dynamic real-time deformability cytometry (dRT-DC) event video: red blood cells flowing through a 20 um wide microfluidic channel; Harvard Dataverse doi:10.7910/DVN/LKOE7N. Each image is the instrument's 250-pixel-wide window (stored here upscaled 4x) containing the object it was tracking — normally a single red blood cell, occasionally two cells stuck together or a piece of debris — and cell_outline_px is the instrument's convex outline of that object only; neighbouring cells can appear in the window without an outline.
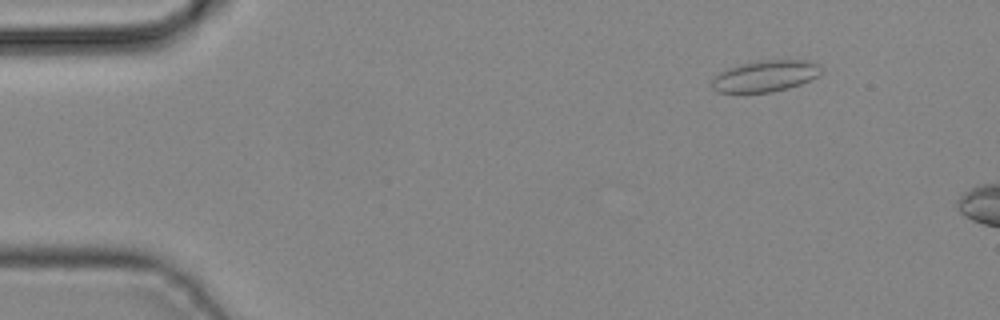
{"species": "common noctule bat (a hibernating species)", "species_latin": "Nyctalus noctula", "temperature_condition": "cold", "stored_images_in_passage": 12, "camera_frame_rate_fps": 3000, "um_per_image_px": 0.085, "animal": {"sex": "male", "body_mass_g": 19.2, "forearm_length_mm": 51.8}, "frame": {"image": 1, "passage_image": 6, "time_ms": 1.667, "image_size_px": [1000, 320], "cell_outline_px": [[820, 72], [816, 76], [800, 84], [788, 88], [772, 92], [716, 92], [712, 88], [712, 80], [720, 72], [728, 68], [740, 64], [764, 60], [812, 60], [820, 64]], "centroid_in_image_um": [65.05, 6.46], "position_along_channel_um": 20.0, "area_um2": 19.77}}